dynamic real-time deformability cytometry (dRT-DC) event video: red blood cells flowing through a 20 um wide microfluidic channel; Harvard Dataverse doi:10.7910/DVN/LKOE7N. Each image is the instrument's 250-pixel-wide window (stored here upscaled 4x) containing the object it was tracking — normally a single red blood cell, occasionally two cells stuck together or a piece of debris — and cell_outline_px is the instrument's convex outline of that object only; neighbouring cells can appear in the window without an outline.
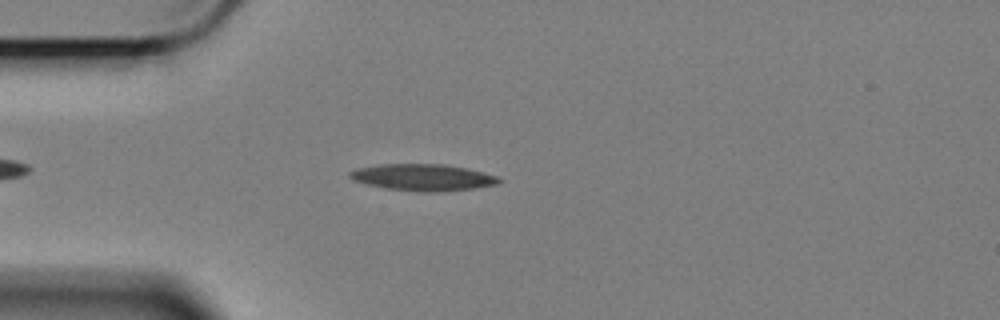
{"species": "Egyptian fruit bat (a non-hibernating species)", "species_latin": "Rousettus aegyptiacus", "temperature_condition": "cold", "stored_images_in_passage": 43, "camera_frame_rate_fps": 3000, "um_per_image_px": 0.085, "animal": {"sex": "female"}, "frame": {"image": 1, "passage_image": 8, "time_ms": 2.333, "image_size_px": [1000, 320], "cell_outline_px": [[504, 180], [496, 184], [476, 188], [440, 192], [416, 192], [384, 188], [352, 180], [348, 176], [348, 172], [356, 168], [380, 164], [444, 164], [468, 168], [500, 176]], "centroid_in_image_um": [35.97, 15.08], "position_along_channel_um": 49.0, "area_um2": 23.58}}
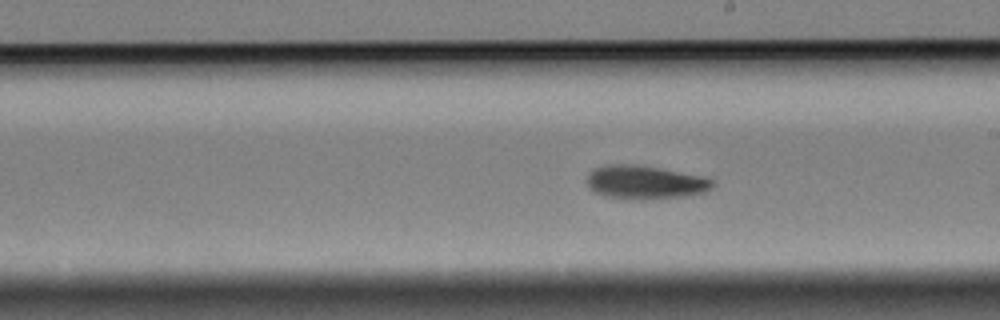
{"frame": {"image": 2, "passage_image": 23, "time_ms": 7.333, "image_size_px": [1000, 320], "cell_outline_px": [[716, 184], [712, 188], [704, 192], [692, 196], [644, 200], [632, 200], [608, 196], [592, 192], [588, 188], [588, 172], [592, 168], [604, 164], [636, 164], [660, 168], [704, 176], [716, 180]], "centroid_in_image_um": [54.86, 15.5], "position_along_channel_um": 234.1, "area_um2": 25.32}}
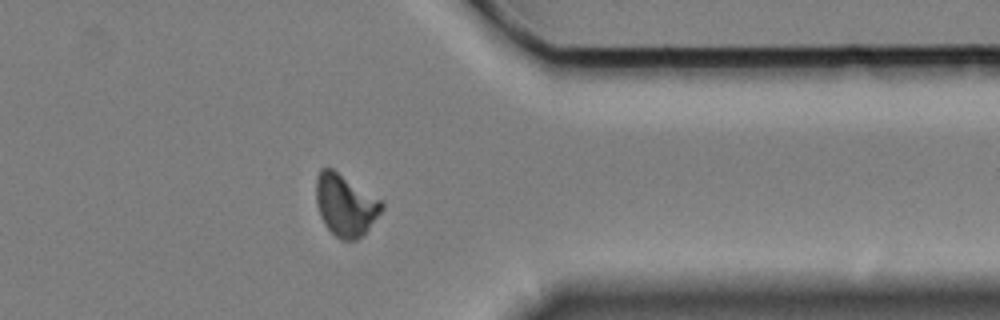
{"frame": {"image": 3, "passage_image": 37, "time_ms": 12.0, "image_size_px": [1000, 320], "cell_outline_px": [[384, 208], [364, 236], [356, 240], [340, 240], [324, 224], [320, 216], [316, 204], [316, 176], [320, 168], [332, 168], [384, 200]], "centroid_in_image_um": [29.39, 17.43], "position_along_channel_um": 382.0, "area_um2": 24.16}}